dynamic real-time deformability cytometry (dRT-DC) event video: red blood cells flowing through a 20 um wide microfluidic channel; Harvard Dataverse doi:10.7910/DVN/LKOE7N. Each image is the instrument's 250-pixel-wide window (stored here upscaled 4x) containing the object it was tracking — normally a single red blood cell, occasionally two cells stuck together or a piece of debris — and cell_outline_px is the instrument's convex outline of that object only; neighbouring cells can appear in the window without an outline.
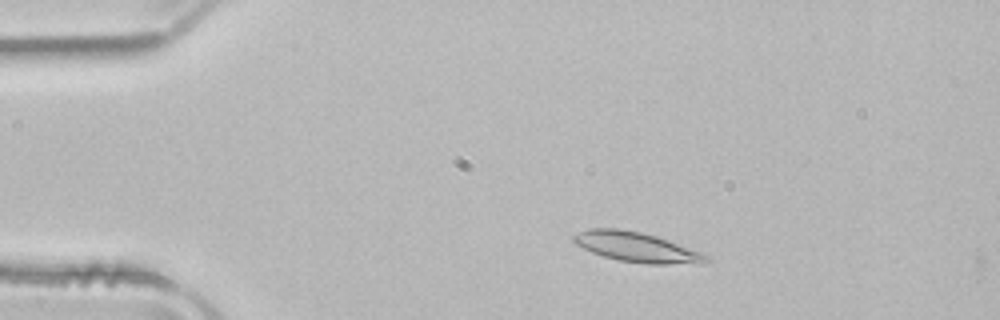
{"species": "common noctule bat (a hibernating species)", "species_latin": "Nyctalus noctula", "temperature_condition": "room temperature", "stored_images_in_passage": 8, "camera_frame_rate_fps": 3000, "um_per_image_px": 0.085, "animal": {"sex": "male", "body_mass_g": 21.5, "forearm_length_mm": 52.0}, "frame": {"image": 1, "passage_image": 7, "time_ms": 2.0, "image_size_px": [1000, 320], "cell_outline_px": [[708, 260], [668, 264], [648, 264], [620, 260], [604, 256], [592, 252], [576, 244], [572, 240], [572, 236], [588, 228], [620, 228], [640, 232], [656, 236], [668, 240], [700, 252], [708, 256]], "centroid_in_image_um": [54.0, 20.97], "position_along_channel_um": 31.0, "area_um2": 22.37}}